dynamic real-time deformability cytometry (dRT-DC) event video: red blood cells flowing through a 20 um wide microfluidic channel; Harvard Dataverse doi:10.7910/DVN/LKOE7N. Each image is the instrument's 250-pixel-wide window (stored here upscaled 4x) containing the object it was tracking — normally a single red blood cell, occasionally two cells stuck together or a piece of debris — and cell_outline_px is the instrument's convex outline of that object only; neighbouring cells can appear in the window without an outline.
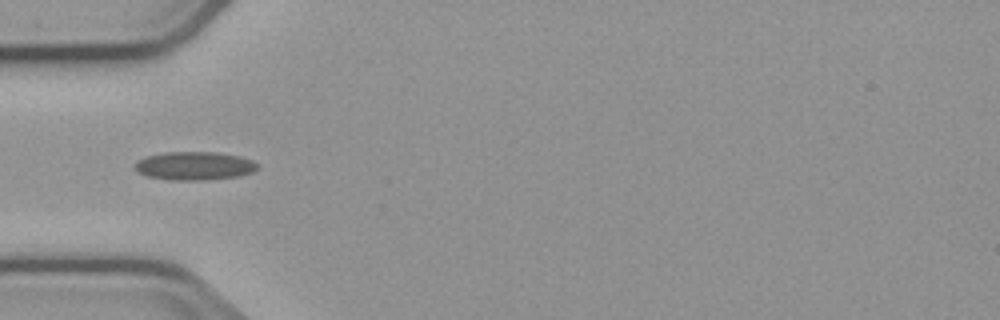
{"species": "common noctule bat (a hibernating species)", "species_latin": "Nyctalus noctula", "temperature_condition": "cold", "stored_images_in_passage": 3, "camera_frame_rate_fps": 3000, "um_per_image_px": 0.085, "animal": {"sex": "male", "body_mass_g": 23.1, "forearm_length_mm": 52.7}, "frame": {"image": 1, "passage_image": 1, "time_ms": 0.0, "image_size_px": [1000, 320], "cell_outline_px": [[260, 168], [252, 172], [236, 176], [208, 180], [172, 180], [148, 176], [136, 172], [136, 160], [148, 156], [164, 152], [216, 152], [240, 156], [252, 160], [260, 164]], "centroid_in_image_um": [16.56, 14.09], "position_along_channel_um": 68.4, "area_um2": 20.35}}
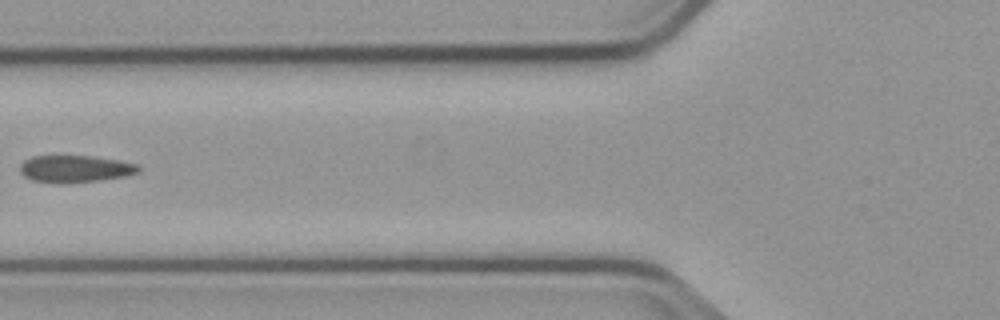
{"frame": {"image": 2, "passage_image": 2, "time_ms": 1.333, "image_size_px": [1000, 320], "cell_outline_px": [[140, 172], [124, 176], [100, 180], [64, 184], [60, 184], [32, 180], [24, 176], [20, 172], [20, 164], [24, 160], [32, 156], [88, 156], [116, 160], [136, 164], [140, 168]], "centroid_in_image_um": [6.34, 14.36], "position_along_channel_um": 119.5, "area_um2": 18.67}}
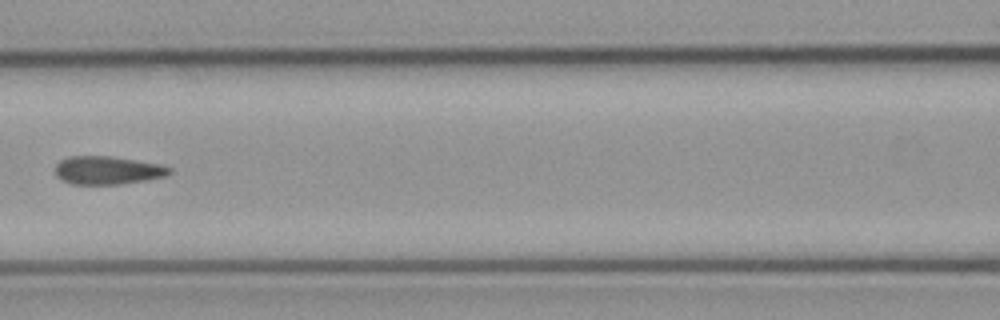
{"frame": {"image": 3, "passage_image": 3, "time_ms": 2.333, "image_size_px": [1000, 320], "cell_outline_px": [[172, 172], [168, 176], [148, 180], [120, 184], [72, 184], [60, 180], [56, 176], [56, 164], [60, 160], [72, 156], [112, 156], [160, 164], [172, 168]], "centroid_in_image_um": [9.17, 14.48], "position_along_channel_um": 157.4, "area_um2": 18.96}}